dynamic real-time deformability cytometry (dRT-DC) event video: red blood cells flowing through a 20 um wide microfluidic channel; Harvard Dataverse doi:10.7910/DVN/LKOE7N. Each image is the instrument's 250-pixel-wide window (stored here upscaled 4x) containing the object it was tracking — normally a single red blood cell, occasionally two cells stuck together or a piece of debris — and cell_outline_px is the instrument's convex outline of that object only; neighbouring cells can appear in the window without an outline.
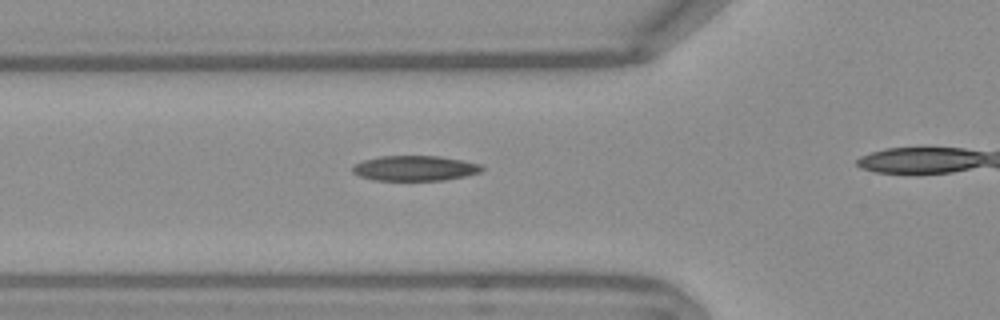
{"species": "Egyptian fruit bat (a non-hibernating species)", "species_latin": "Rousettus aegyptiacus", "temperature_condition": "warm", "stored_images_in_passage": 29, "camera_frame_rate_fps": 3000, "um_per_image_px": 0.085, "frame": {"image": 1, "passage_image": 5, "time_ms": 1.333, "image_size_px": [1000, 320], "cell_outline_px": [[484, 168], [480, 172], [464, 176], [444, 180], [372, 180], [360, 176], [352, 172], [352, 164], [364, 160], [380, 156], [440, 156], [464, 160], [480, 164]], "centroid_in_image_um": [35.24, 14.29], "position_along_channel_um": 90.6, "area_um2": 19.02}}
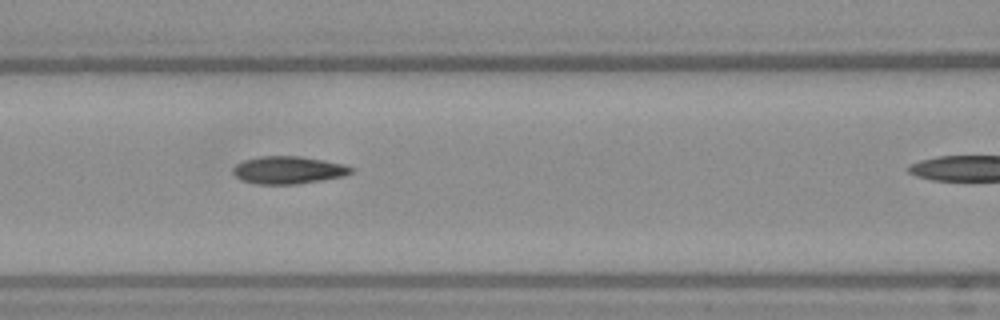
{"frame": {"image": 2, "passage_image": 9, "time_ms": 2.667, "image_size_px": [1000, 320], "cell_outline_px": [[356, 168], [352, 172], [344, 176], [296, 184], [260, 184], [244, 180], [236, 176], [232, 172], [232, 168], [236, 164], [244, 160], [260, 156], [300, 156], [324, 160], [344, 164]], "centroid_in_image_um": [24.53, 14.44], "position_along_channel_um": 142.1, "area_um2": 18.9}}